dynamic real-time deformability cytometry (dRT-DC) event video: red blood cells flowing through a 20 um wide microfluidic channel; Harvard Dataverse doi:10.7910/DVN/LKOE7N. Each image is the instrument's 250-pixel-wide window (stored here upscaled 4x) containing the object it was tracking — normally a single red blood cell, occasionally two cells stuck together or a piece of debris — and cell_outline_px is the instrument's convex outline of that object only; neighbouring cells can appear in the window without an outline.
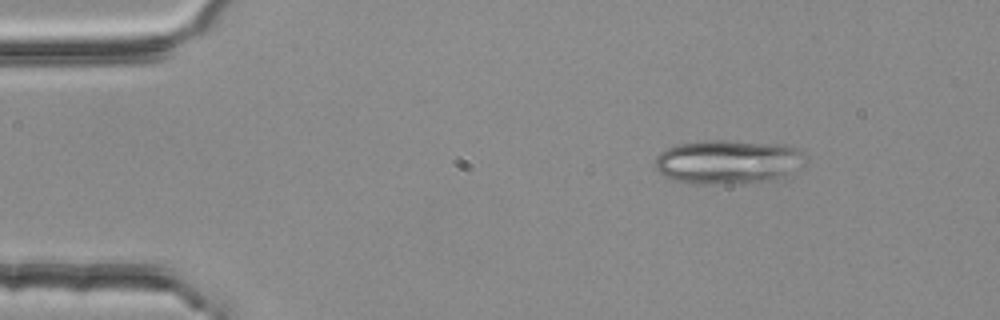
{"species": "common noctule bat (a hibernating species)", "species_latin": "Nyctalus noctula", "temperature_condition": "room temperature", "stored_images_in_passage": 2, "camera_frame_rate_fps": 3000, "um_per_image_px": 0.085, "animal": {"sex": "female", "body_mass_g": 25.1}, "frame": {"image": 1, "passage_image": 1, "time_ms": 0.0, "image_size_px": [1000, 320], "cell_outline_px": [[800, 148], [788, 172], [776, 180], [720, 184], [696, 184], [672, 180], [664, 176], [656, 168], [656, 156], [660, 152], [676, 144], [704, 140], [728, 140], [784, 144]], "centroid_in_image_um": [61.68, 13.74], "position_along_channel_um": 23.3, "area_um2": 37.57}}